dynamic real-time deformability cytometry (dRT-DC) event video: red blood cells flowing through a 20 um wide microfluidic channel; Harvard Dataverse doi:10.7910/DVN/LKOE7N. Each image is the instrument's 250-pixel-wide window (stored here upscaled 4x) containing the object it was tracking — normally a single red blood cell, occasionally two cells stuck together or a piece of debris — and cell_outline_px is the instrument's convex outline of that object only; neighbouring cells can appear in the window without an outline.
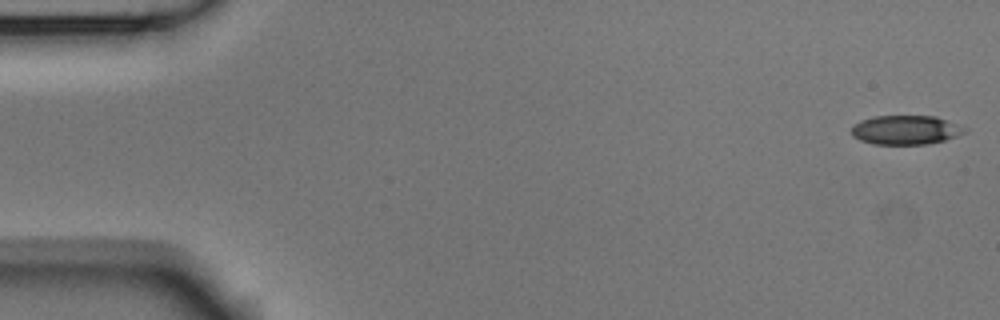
{"species": "Egyptian fruit bat (a non-hibernating species)", "species_latin": "Rousettus aegyptiacus", "temperature_condition": "room temperature", "stored_images_in_passage": 54, "camera_frame_rate_fps": 3000, "um_per_image_px": 0.085, "animal": {"sex": "male"}, "frame": {"image": 1, "passage_image": 1, "time_ms": 0.0, "image_size_px": [1000, 320], "cell_outline_px": [[968, 128], [964, 132], [956, 136], [944, 140], [928, 144], [872, 144], [860, 140], [852, 136], [852, 124], [860, 120], [872, 116], [936, 116]], "centroid_in_image_um": [76.95, 11.04], "position_along_channel_um": 8.1, "area_um2": 19.31}}
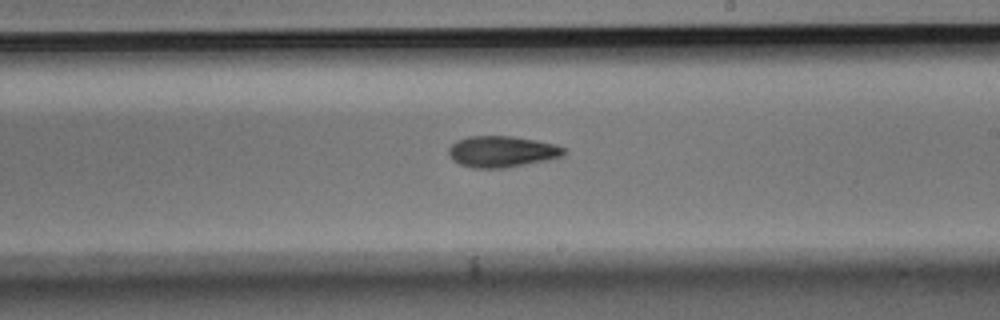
{"frame": {"image": 2, "passage_image": 31, "time_ms": 10.0, "image_size_px": [1000, 320], "cell_outline_px": [[568, 152], [564, 156], [548, 160], [504, 168], [472, 168], [460, 164], [452, 160], [448, 152], [448, 148], [456, 140], [468, 136], [512, 136], [536, 140], [556, 144], [568, 148]], "centroid_in_image_um": [42.7, 12.88], "position_along_channel_um": 246.3, "area_um2": 21.33}}
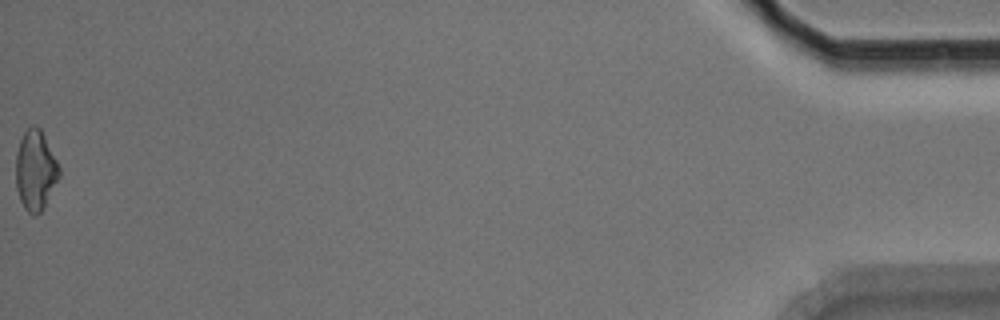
{"frame": {"image": 3, "passage_image": 54, "time_ms": 17.667, "image_size_px": [1000, 320], "cell_outline_px": [[60, 176], [40, 212], [36, 216], [32, 216], [24, 208], [20, 200], [16, 188], [16, 152], [20, 140], [24, 132], [32, 124], [40, 128], [60, 168]], "centroid_in_image_um": [2.99, 14.48], "position_along_channel_um": 432.2, "area_um2": 20.0}, "authors_computed_cell_mechanics": {"area_um2": 20.3456, "velocity_mm_per_s": 3.727, "shape_relaxation_time_tau1_ms": 7.3168, "shape_relaxation_time_tau2_ms": 8.3718, "deformation_change_tau1": 0.1468, "deformation_change_tau2": 0.1686}}